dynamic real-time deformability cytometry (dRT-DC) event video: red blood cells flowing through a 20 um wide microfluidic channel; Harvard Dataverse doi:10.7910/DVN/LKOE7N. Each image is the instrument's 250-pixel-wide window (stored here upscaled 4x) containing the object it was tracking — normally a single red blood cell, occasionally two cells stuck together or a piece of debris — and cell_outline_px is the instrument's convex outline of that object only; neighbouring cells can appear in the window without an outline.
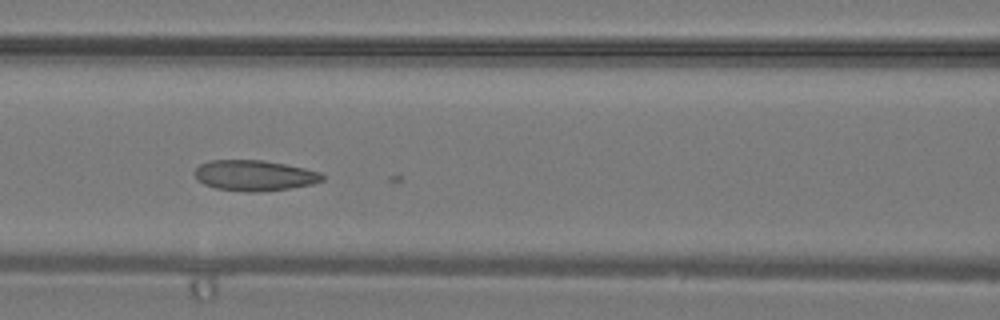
{"species": "common noctule bat (a hibernating species)", "species_latin": "Nyctalus noctula", "temperature_condition": "warm", "stored_images_in_passage": 14, "camera_frame_rate_fps": 3000, "um_per_image_px": 0.085, "animal": {"sex": "male", "body_mass_g": 19.2, "forearm_length_mm": 51.8}, "frame": {"image": 1, "passage_image": 9, "time_ms": 2.667, "image_size_px": [1000, 320], "cell_outline_px": [[324, 180], [312, 184], [288, 188], [260, 192], [248, 192], [216, 188], [204, 184], [196, 180], [196, 168], [200, 164], [212, 160], [264, 160], [304, 168], [320, 172], [324, 176]], "centroid_in_image_um": [21.63, 14.91], "position_along_channel_um": 145.0, "area_um2": 22.66}}
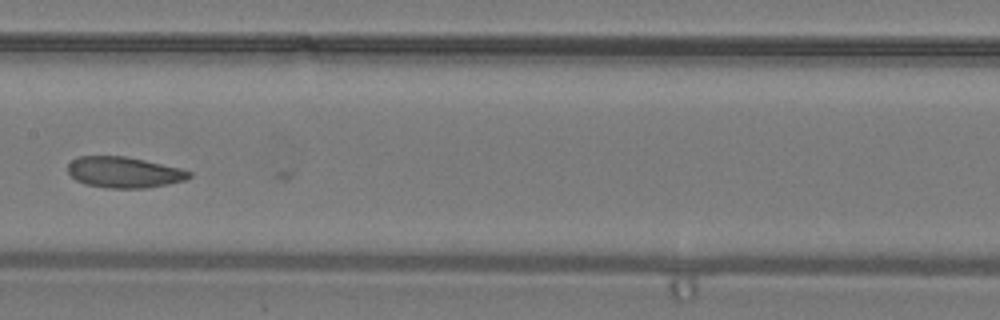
{"frame": {"image": 2, "passage_image": 12, "time_ms": 3.667, "image_size_px": [1000, 320], "cell_outline_px": [[192, 176], [184, 180], [168, 184], [144, 188], [108, 188], [88, 184], [76, 180], [68, 172], [68, 164], [76, 156], [124, 156], [144, 160], [180, 168], [192, 172]], "centroid_in_image_um": [10.54, 14.64], "position_along_channel_um": 196.9, "area_um2": 21.73}}